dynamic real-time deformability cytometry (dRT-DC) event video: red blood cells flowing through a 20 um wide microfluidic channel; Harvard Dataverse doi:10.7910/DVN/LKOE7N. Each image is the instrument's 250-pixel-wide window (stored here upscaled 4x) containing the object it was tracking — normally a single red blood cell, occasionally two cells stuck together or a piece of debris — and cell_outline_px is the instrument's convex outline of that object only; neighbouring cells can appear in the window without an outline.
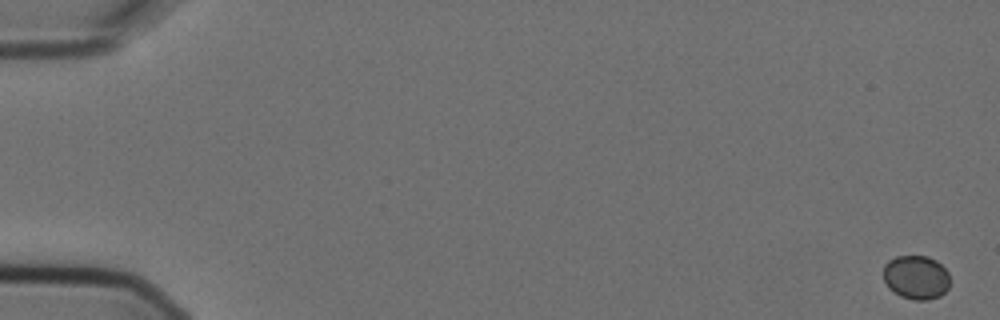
{"species": "Egyptian fruit bat (a non-hibernating species)", "species_latin": "Rousettus aegyptiacus", "temperature_condition": "cold", "stored_images_in_passage": 6, "camera_frame_rate_fps": 3000, "um_per_image_px": 0.085, "animal": {"sex": "female"}, "frame": {"image": 1, "passage_image": 1, "time_ms": 0.0, "image_size_px": [1000, 320], "cell_outline_px": [[948, 288], [940, 296], [928, 300], [912, 300], [900, 296], [888, 288], [884, 280], [884, 264], [888, 260], [896, 256], [928, 256], [936, 260], [948, 272]], "centroid_in_image_um": [77.85, 23.57], "position_along_channel_um": 7.2, "area_um2": 17.11}}
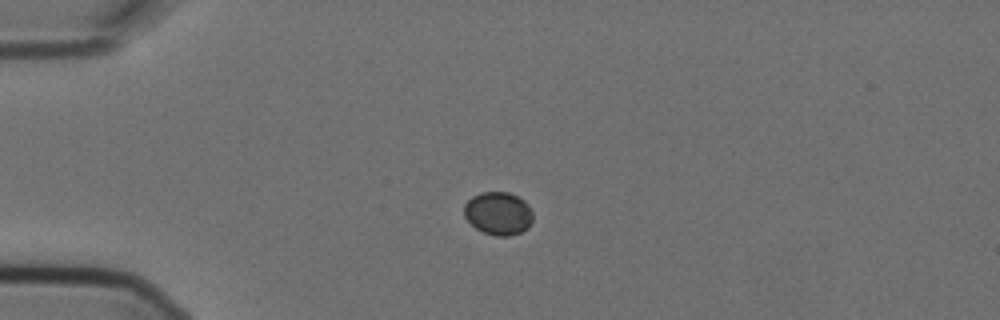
{"frame": {"image": 2, "passage_image": 4, "time_ms": 1.0, "image_size_px": [1000, 320], "cell_outline_px": [[532, 220], [528, 228], [520, 232], [508, 236], [496, 236], [484, 232], [476, 228], [464, 216], [464, 204], [472, 196], [480, 192], [508, 192], [524, 200], [528, 204], [532, 212]], "centroid_in_image_um": [42.35, 18.13], "position_along_channel_um": 42.7, "area_um2": 17.22}}
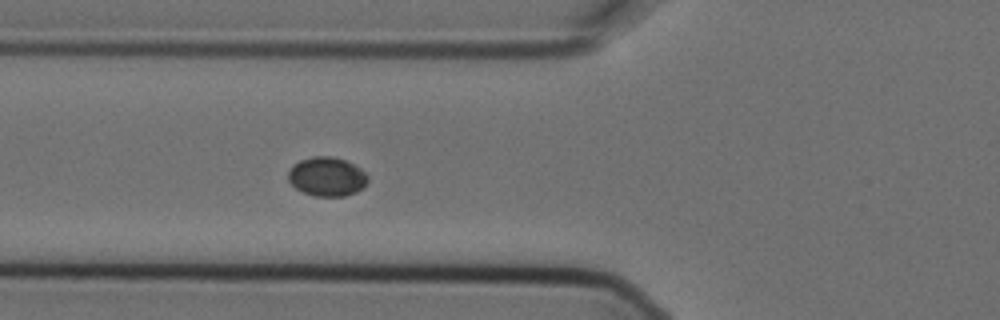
{"frame": {"image": 3, "passage_image": 6, "time_ms": 1.667, "image_size_px": [1000, 320], "cell_outline_px": [[368, 180], [364, 188], [356, 192], [344, 196], [316, 196], [304, 192], [296, 188], [288, 180], [288, 172], [292, 164], [300, 160], [312, 156], [332, 156], [344, 160], [360, 168], [368, 176]], "centroid_in_image_um": [27.78, 15.01], "position_along_channel_um": 98.0, "area_um2": 18.15}}